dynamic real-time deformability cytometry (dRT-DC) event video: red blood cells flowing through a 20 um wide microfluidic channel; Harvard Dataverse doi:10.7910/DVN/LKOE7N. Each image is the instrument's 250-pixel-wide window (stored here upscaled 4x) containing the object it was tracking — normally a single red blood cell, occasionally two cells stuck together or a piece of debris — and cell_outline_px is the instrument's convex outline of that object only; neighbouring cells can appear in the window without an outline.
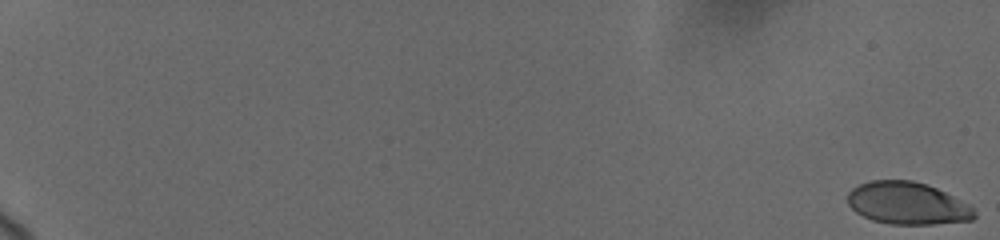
{"species": "human", "species_latin": "Homo sapiens", "temperature_condition": "cold", "stored_images_in_passage": 74, "camera_frame_rate_fps": 3000, "um_per_image_px": 0.085, "donor": {"sex": "female"}, "frame": {"image": 1, "passage_image": 1, "time_ms": 0.0, "image_size_px": [1000, 240], "cell_outline_px": [[976, 216], [972, 220], [932, 224], [892, 224], [872, 220], [856, 212], [848, 204], [848, 192], [852, 188], [860, 184], [872, 180], [912, 180], [936, 188], [968, 204], [976, 212]], "centroid_in_image_um": [77.12, 17.28], "position_along_channel_um": 7.9, "area_um2": 30.98}}
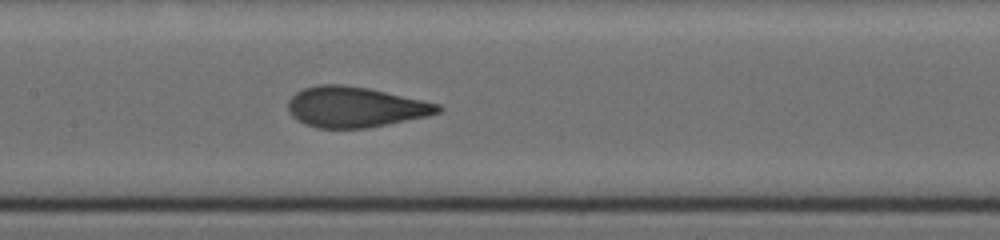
{"frame": {"image": 2, "passage_image": 40, "time_ms": 11.0, "image_size_px": [1000, 240], "cell_outline_px": [[444, 108], [440, 112], [428, 116], [368, 128], [316, 128], [304, 124], [292, 116], [288, 112], [288, 100], [296, 92], [304, 88], [316, 84], [340, 84], [368, 88], [440, 104]], "centroid_in_image_um": [30.17, 9.1], "position_along_channel_um": 177.2, "area_um2": 35.49}}
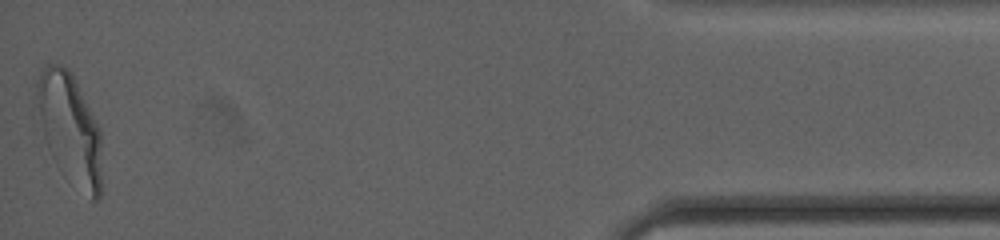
{"frame": {"image": 3, "passage_image": 73, "time_ms": 19.667, "image_size_px": [1000, 240], "cell_outline_px": [[100, 200], [92, 200], [44, 136], [32, 100], [36, 84], [40, 72], [48, 64], [60, 64], [68, 68], [72, 72], [100, 128]], "centroid_in_image_um": [5.91, 10.65], "position_along_channel_um": 429.3, "area_um2": 39.59}, "authors_computed_cell_mechanics": {"area_um2": 34.9979, "velocity_mm_per_s": 3.6728, "shape_relaxation_time_tau1_ms": 5.089, "shape_relaxation_time_tau2_ms": null, "deformation_change_tau1": 0.1855, "deformation_change_tau2": null}}